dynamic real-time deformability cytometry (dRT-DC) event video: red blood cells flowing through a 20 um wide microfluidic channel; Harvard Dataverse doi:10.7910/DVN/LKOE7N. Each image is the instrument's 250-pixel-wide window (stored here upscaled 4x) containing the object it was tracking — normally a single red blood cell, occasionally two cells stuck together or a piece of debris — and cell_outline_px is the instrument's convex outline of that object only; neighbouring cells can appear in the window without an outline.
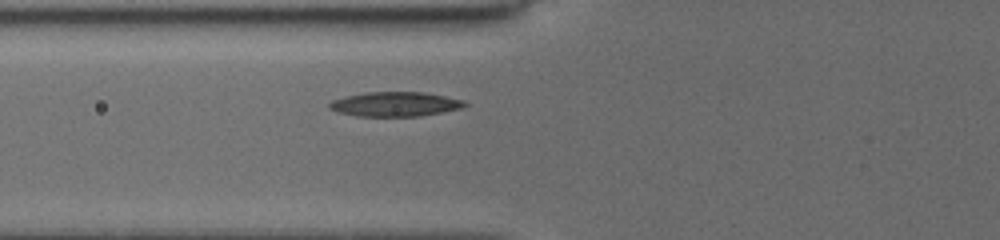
{"species": "common noctule bat (a hibernating species)", "species_latin": "Nyctalus noctula", "temperature_condition": "cold", "stored_images_in_passage": 34, "camera_frame_rate_fps": 3000, "um_per_image_px": 0.085, "animal": {"sex": "female", "body_mass_g": 19.5, "forearm_length_mm": 54.1}, "frame": {"image": 1, "passage_image": 2, "time_ms": 0.667, "image_size_px": [1000, 240], "cell_outline_px": [[468, 104], [460, 108], [420, 116], [356, 116], [340, 112], [328, 108], [328, 104], [332, 100], [344, 96], [364, 92], [424, 92], [464, 100]], "centroid_in_image_um": [33.55, 8.84], "position_along_channel_um": 92.3, "area_um2": 19.25}}
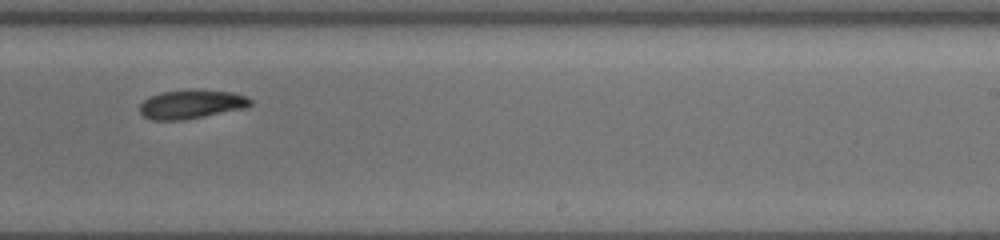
{"frame": {"image": 2, "passage_image": 16, "time_ms": 5.333, "image_size_px": [1000, 240], "cell_outline_px": [[252, 104], [244, 108], [184, 120], [152, 120], [144, 116], [140, 112], [140, 104], [144, 100], [160, 92], [188, 88], [196, 88], [232, 92], [248, 96], [252, 100]], "centroid_in_image_um": [16.28, 8.83], "position_along_channel_um": 272.7, "area_um2": 18.96}}
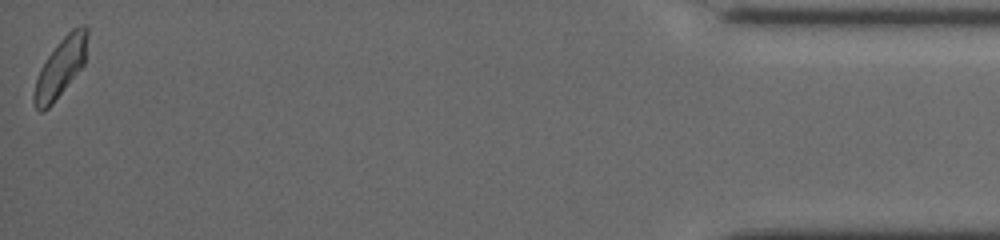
{"frame": {"image": 3, "passage_image": 34, "time_ms": 11.333, "image_size_px": [1000, 240], "cell_outline_px": [[88, 36], [84, 64], [52, 104], [48, 108], [40, 112], [36, 108], [32, 100], [32, 96], [36, 80], [40, 68], [56, 44], [72, 28], [80, 24], [88, 24]], "centroid_in_image_um": [5.15, 5.69], "position_along_channel_um": 430.0, "area_um2": 18.26}, "authors_computed_cell_mechanics": {"area_um2": 18.6116, "velocity_mm_per_s": 3.8669, "shape_relaxation_time_tau1_ms": 7.5123, "shape_relaxation_time_tau2_ms": 1.7657, "deformation_change_tau1": 0.1817, "deformation_change_tau2": 0.0715}}